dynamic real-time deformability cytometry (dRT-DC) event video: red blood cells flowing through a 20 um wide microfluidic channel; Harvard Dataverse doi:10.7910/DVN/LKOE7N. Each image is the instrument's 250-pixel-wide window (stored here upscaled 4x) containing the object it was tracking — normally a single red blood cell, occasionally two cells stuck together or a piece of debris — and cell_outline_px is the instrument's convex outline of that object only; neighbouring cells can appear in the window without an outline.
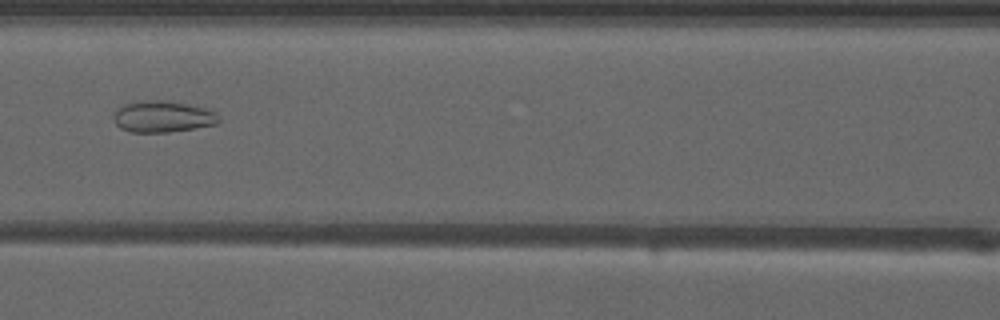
{"species": "common noctule bat (a hibernating species)", "species_latin": "Nyctalus noctula", "temperature_condition": "warm", "stored_images_in_passage": 53, "camera_frame_rate_fps": 3000, "um_per_image_px": 0.085, "animal": {"sex": "male", "forearm_length_mm": 52.5}, "frame": {"image": 1, "passage_image": 25, "time_ms": 8.0, "image_size_px": [1000, 320], "cell_outline_px": [[220, 120], [216, 124], [196, 128], [168, 132], [132, 132], [120, 128], [112, 120], [112, 116], [116, 108], [120, 104], [132, 100], [164, 100], [188, 104], [204, 108], [216, 112]], "centroid_in_image_um": [13.75, 9.89], "position_along_channel_um": 152.9, "area_um2": 19.71}}
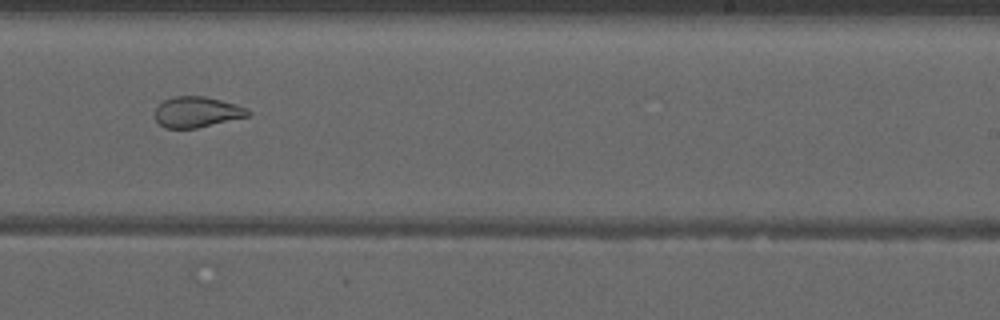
{"frame": {"image": 2, "passage_image": 34, "time_ms": 11.0, "image_size_px": [1000, 320], "cell_outline_px": [[252, 112], [248, 116], [196, 128], [164, 128], [156, 120], [156, 108], [164, 100], [172, 96], [204, 96], [236, 104], [248, 108]], "centroid_in_image_um": [16.75, 9.51], "position_along_channel_um": 272.3, "area_um2": 16.53}}
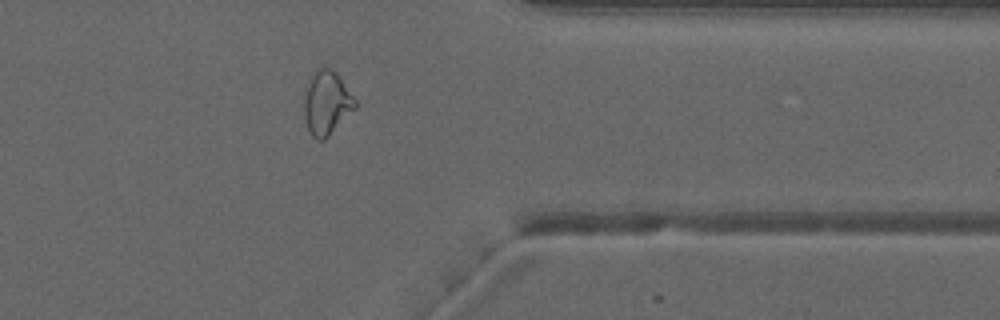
{"frame": {"image": 3, "passage_image": 43, "time_ms": 14.0, "image_size_px": [1000, 320], "cell_outline_px": [[356, 108], [324, 140], [316, 140], [312, 136], [308, 128], [304, 116], [304, 84], [308, 76], [316, 68], [324, 64], [332, 68], [336, 72], [356, 100]], "centroid_in_image_um": [27.72, 8.67], "position_along_channel_um": 383.7, "area_um2": 19.54}, "authors_computed_cell_mechanics": {"area_um2": 22.1952, "velocity_mm_per_s": 4.0054, "shape_relaxation_time_tau1_ms": null, "shape_relaxation_time_tau2_ms": 1.4768, "deformation_change_tau1": null, "deformation_change_tau2": 0.0839}}